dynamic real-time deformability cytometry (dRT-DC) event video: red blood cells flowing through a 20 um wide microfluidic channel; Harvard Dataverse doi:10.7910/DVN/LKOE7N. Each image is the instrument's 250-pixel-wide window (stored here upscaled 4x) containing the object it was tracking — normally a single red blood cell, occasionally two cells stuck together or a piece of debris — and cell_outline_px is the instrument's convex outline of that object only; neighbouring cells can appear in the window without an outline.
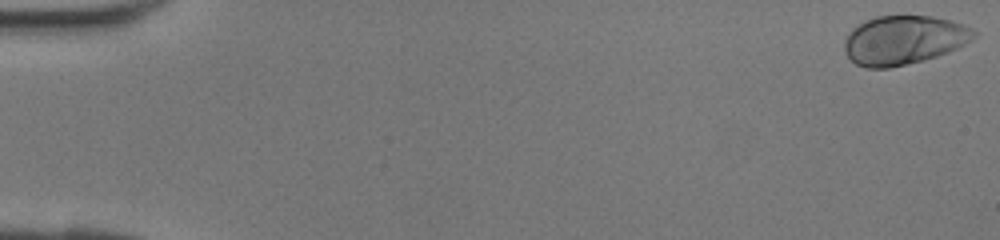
{"species": "human", "species_latin": "Homo sapiens", "temperature_condition": "room temperature", "stored_images_in_passage": 42, "camera_frame_rate_fps": 3000, "um_per_image_px": 0.085, "donor": {"sex": "female"}, "frame": {"image": 1, "passage_image": 1, "time_ms": 0.0, "image_size_px": [1000, 240], "cell_outline_px": [[976, 36], [972, 40], [948, 52], [924, 60], [888, 68], [864, 68], [856, 64], [848, 56], [844, 48], [844, 40], [848, 32], [852, 28], [864, 20], [876, 16], [932, 16], [952, 20], [964, 24], [972, 28], [976, 32]], "centroid_in_image_um": [76.81, 3.39], "position_along_channel_um": 8.2, "area_um2": 37.11}}
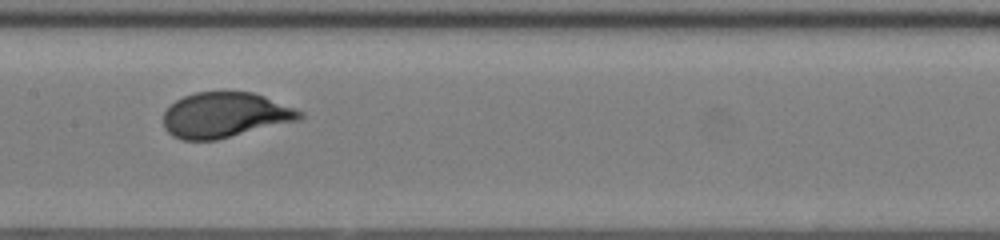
{"frame": {"image": 2, "passage_image": 22, "time_ms": 7.0, "image_size_px": [1000, 240], "cell_outline_px": [[304, 116], [300, 120], [216, 140], [184, 140], [172, 136], [164, 128], [164, 112], [176, 100], [184, 96], [196, 92], [252, 92], [264, 96], [304, 112]], "centroid_in_image_um": [19.13, 9.78], "position_along_channel_um": 188.3, "area_um2": 35.84}}
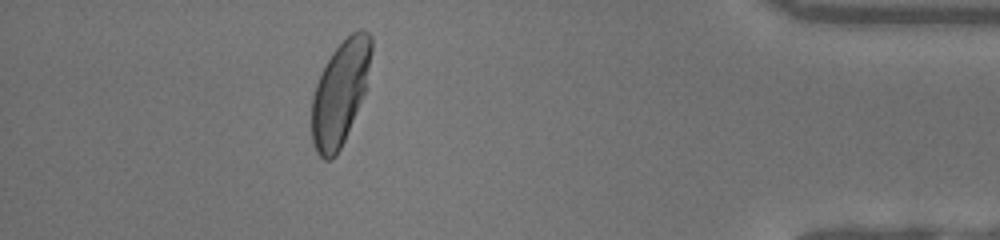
{"frame": {"image": 3, "passage_image": 38, "time_ms": 12.333, "image_size_px": [1000, 240], "cell_outline_px": [[372, 48], [364, 92], [344, 140], [336, 156], [332, 160], [324, 160], [316, 152], [312, 144], [312, 96], [316, 84], [332, 52], [352, 32], [360, 28], [364, 28], [372, 36]], "centroid_in_image_um": [28.9, 7.89], "position_along_channel_um": 406.3, "area_um2": 35.55}}